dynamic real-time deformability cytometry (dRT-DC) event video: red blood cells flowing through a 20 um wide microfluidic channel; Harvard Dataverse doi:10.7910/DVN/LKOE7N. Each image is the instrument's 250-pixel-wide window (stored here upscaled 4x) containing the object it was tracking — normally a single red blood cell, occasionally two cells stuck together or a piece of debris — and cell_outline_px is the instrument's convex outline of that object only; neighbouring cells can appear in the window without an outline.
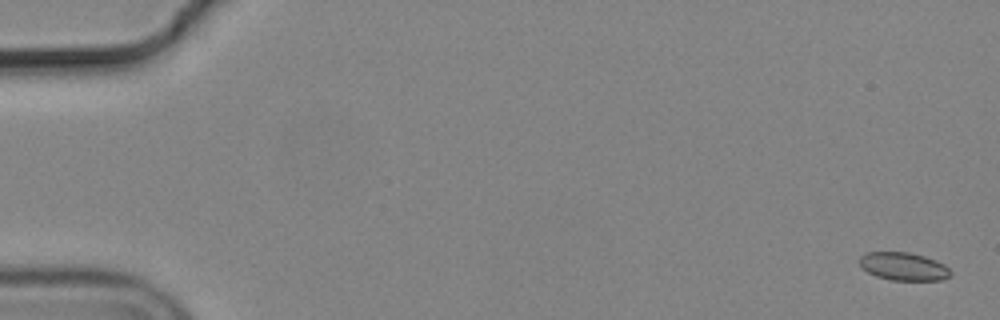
{"species": "common noctule bat (a hibernating species)", "species_latin": "Nyctalus noctula", "temperature_condition": "cold", "stored_images_in_passage": 13, "segment_of_instrument_passage": [1, 2], "camera_frame_rate_fps": 3000, "um_per_image_px": 0.085, "animal": {"sex": "male", "body_mass_g": 19.2, "forearm_length_mm": 51.8}, "frame": {"image": 1, "passage_image": 2, "time_ms": 0.333, "image_size_px": [1000, 320], "cell_outline_px": [[952, 276], [944, 280], [892, 280], [876, 276], [868, 272], [860, 264], [860, 256], [864, 252], [908, 252], [924, 256], [936, 260], [944, 264], [952, 272]], "centroid_in_image_um": [76.84, 22.65], "position_along_channel_um": 8.2, "area_um2": 14.91}}